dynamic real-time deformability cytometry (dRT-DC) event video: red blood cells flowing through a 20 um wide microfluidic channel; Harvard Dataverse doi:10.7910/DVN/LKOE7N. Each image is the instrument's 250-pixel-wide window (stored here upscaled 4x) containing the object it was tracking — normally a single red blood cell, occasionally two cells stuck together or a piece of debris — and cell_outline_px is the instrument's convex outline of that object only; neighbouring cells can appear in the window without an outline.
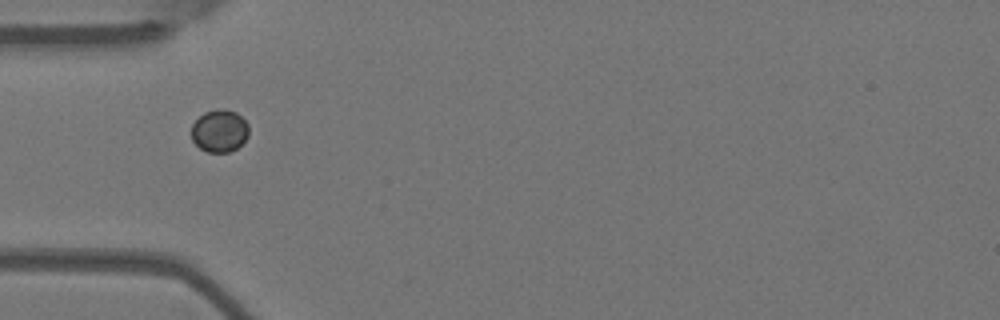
{"species": "Egyptian fruit bat (a non-hibernating species)", "species_latin": "Rousettus aegyptiacus", "temperature_condition": "warm", "stored_images_in_passage": 8, "camera_frame_rate_fps": 3000, "um_per_image_px": 0.085, "animal": {"sex": "female"}, "frame": {"image": 1, "passage_image": 6, "time_ms": 1.667, "image_size_px": [1000, 320], "cell_outline_px": [[248, 136], [236, 148], [228, 152], [208, 152], [200, 148], [192, 140], [192, 124], [204, 112], [216, 108], [224, 108], [236, 112], [248, 124]], "centroid_in_image_um": [18.65, 11.1], "position_along_channel_um": 66.3, "area_um2": 14.16}}
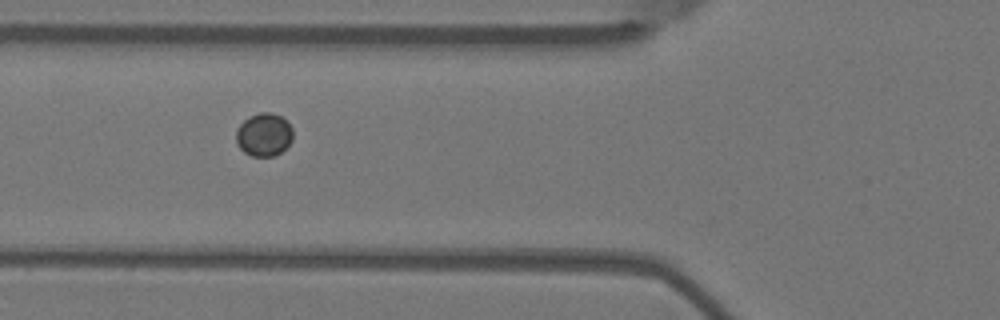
{"frame": {"image": 2, "passage_image": 7, "time_ms": 2.0, "image_size_px": [1000, 320], "cell_outline_px": [[292, 140], [280, 152], [272, 156], [252, 156], [244, 152], [236, 144], [236, 128], [248, 116], [260, 112], [272, 112], [280, 116], [292, 128]], "centroid_in_image_um": [22.39, 11.43], "position_along_channel_um": 103.4, "area_um2": 14.22}}
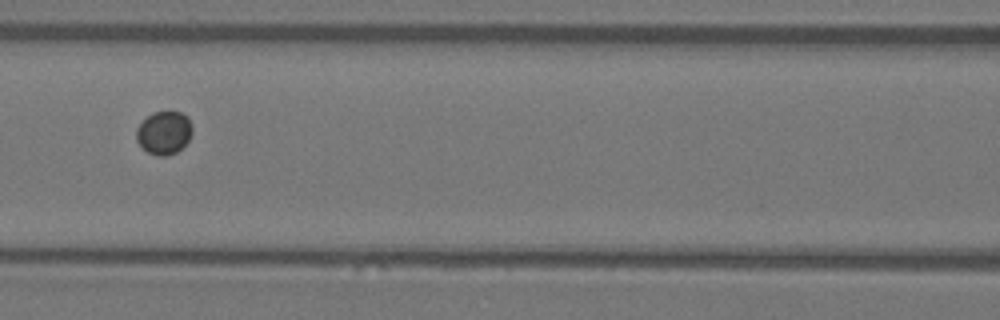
{"frame": {"image": 3, "passage_image": 8, "time_ms": 2.333, "image_size_px": [1000, 320], "cell_outline_px": [[192, 132], [188, 140], [176, 152], [168, 156], [156, 156], [148, 152], [136, 140], [136, 128], [152, 112], [180, 112], [188, 116], [192, 124]], "centroid_in_image_um": [13.95, 11.28], "position_along_channel_um": 152.7, "area_um2": 13.99}}